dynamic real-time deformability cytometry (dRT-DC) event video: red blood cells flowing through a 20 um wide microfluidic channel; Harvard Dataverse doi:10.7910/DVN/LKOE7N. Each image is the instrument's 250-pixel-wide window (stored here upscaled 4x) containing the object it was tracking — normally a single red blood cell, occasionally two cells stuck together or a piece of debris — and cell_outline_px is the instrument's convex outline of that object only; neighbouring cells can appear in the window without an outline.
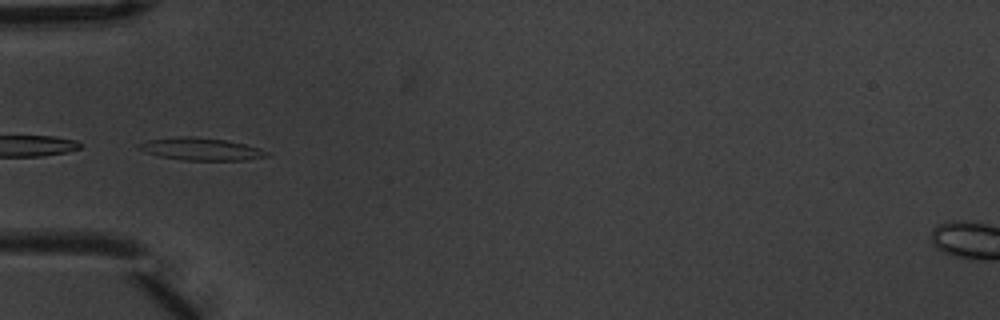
{"species": "common noctule bat (a hibernating species)", "species_latin": "Nyctalus noctula", "temperature_condition": "warm", "stored_images_in_passage": 5, "camera_frame_rate_fps": 3000, "um_per_image_px": 0.085, "animal": {"sex": "male", "body_mass_g": 20.1, "forearm_length_mm": 53.5}, "frame": {"image": 1, "passage_image": 5, "time_ms": 1.333, "image_size_px": [1000, 320], "cell_outline_px": [[268, 156], [248, 160], [184, 160], [160, 156], [136, 148], [136, 144], [148, 140], [180, 136], [192, 136], [224, 140], [244, 144], [260, 148], [268, 152]], "centroid_in_image_um": [17.07, 12.67], "position_along_channel_um": 67.9, "area_um2": 16.59}}